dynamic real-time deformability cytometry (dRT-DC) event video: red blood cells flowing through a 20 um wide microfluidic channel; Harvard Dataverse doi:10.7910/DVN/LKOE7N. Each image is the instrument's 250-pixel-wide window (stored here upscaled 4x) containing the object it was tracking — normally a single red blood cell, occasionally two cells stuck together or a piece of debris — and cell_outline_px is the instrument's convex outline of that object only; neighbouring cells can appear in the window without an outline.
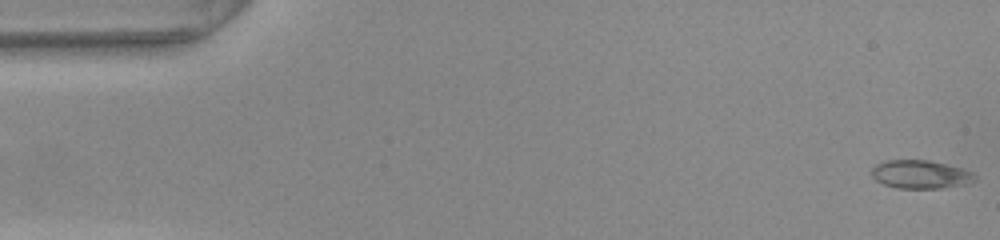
{"species": "common noctule bat (a hibernating species)", "species_latin": "Nyctalus noctula", "temperature_condition": "warm", "stored_images_in_passage": 54, "camera_frame_rate_fps": 3000, "um_per_image_px": 0.085, "animal": {"sex": "female", "body_mass_g": 22.0, "forearm_length_mm": 56.7}, "frame": {"image": 1, "passage_image": 1, "time_ms": 0.0, "image_size_px": [1000, 240], "cell_outline_px": [[976, 176], [972, 180], [964, 184], [940, 188], [896, 188], [884, 184], [876, 180], [872, 176], [872, 168], [876, 164], [888, 160], [928, 160], [960, 168], [972, 172]], "centroid_in_image_um": [78.19, 14.82], "position_along_channel_um": 6.8, "area_um2": 16.7}}
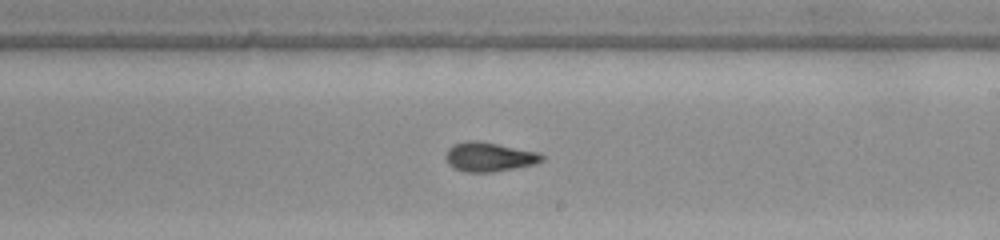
{"frame": {"image": 2, "passage_image": 31, "time_ms": 10.0, "image_size_px": [1000, 240], "cell_outline_px": [[544, 160], [536, 164], [492, 172], [464, 172], [452, 168], [448, 164], [444, 156], [448, 148], [464, 140], [476, 140], [540, 152], [544, 156]], "centroid_in_image_um": [41.57, 13.34], "position_along_channel_um": 247.4, "area_um2": 16.59}}
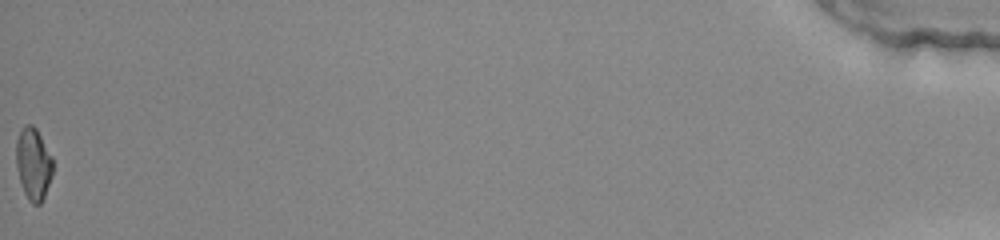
{"frame": {"image": 3, "passage_image": 54, "time_ms": 17.667, "image_size_px": [1000, 240], "cell_outline_px": [[52, 176], [44, 196], [40, 204], [32, 204], [28, 200], [24, 192], [20, 180], [16, 164], [16, 140], [20, 128], [24, 124], [32, 124], [36, 128], [52, 156]], "centroid_in_image_um": [2.82, 13.89], "position_along_channel_um": 432.4, "area_um2": 15.43}, "authors_computed_cell_mechanics": {"area_um2": 16.2129, "velocity_mm_per_s": 3.8006, "shape_relaxation_time_tau1_ms": null, "shape_relaxation_time_tau2_ms": 2.4183, "deformation_change_tau1": null, "deformation_change_tau2": 0.0697}}